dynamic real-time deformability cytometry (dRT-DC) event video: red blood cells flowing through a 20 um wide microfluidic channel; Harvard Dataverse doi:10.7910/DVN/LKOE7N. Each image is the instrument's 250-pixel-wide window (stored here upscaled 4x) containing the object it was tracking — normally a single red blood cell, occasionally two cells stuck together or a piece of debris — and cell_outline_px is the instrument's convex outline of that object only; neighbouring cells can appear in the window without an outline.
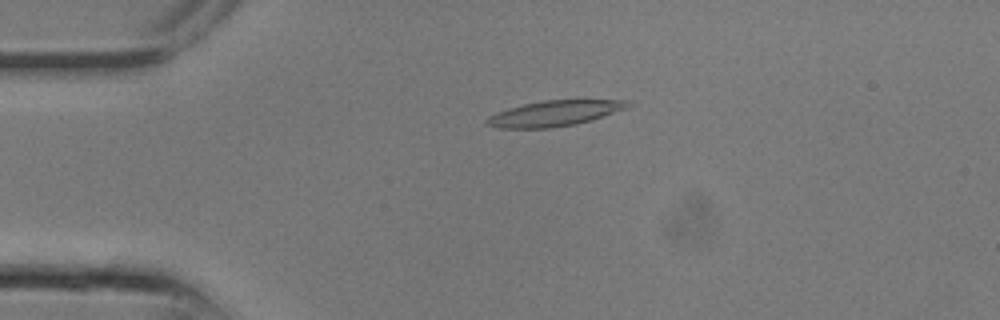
{"species": "common noctule bat (a hibernating species)", "species_latin": "Nyctalus noctula", "temperature_condition": "room temperature", "stored_images_in_passage": 7, "camera_frame_rate_fps": 3000, "um_per_image_px": 0.085, "animal": {"sex": "male", "body_mass_g": 13.3}, "frame": {"image": 1, "passage_image": 2, "time_ms": 0.333, "image_size_px": [1000, 320], "cell_outline_px": [[632, 104], [628, 108], [576, 124], [552, 128], [500, 128], [488, 124], [484, 120], [488, 116], [496, 112], [508, 108], [524, 104], [544, 100], [576, 96], [628, 100]], "centroid_in_image_um": [47.25, 9.56], "position_along_channel_um": 37.7, "area_um2": 22.08}}
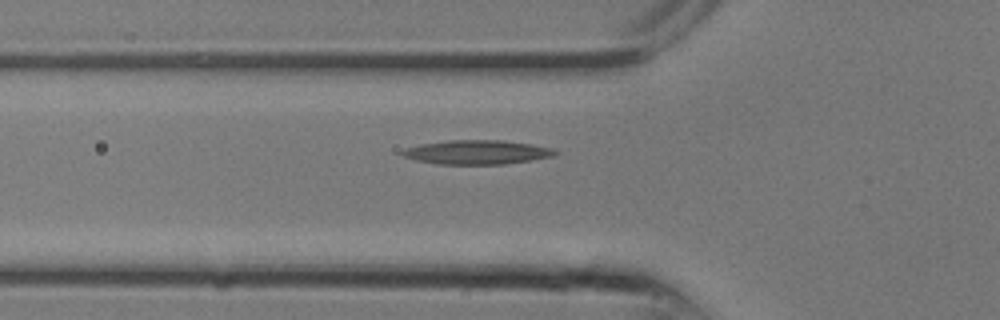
{"frame": {"image": 2, "passage_image": 5, "time_ms": 1.333, "image_size_px": [1000, 320], "cell_outline_px": [[560, 152], [556, 156], [532, 160], [504, 164], [436, 164], [416, 160], [404, 156], [400, 152], [404, 148], [420, 144], [448, 140], [504, 140], [532, 144], [552, 148]], "centroid_in_image_um": [40.58, 12.93], "position_along_channel_um": 85.2, "area_um2": 21.68}}
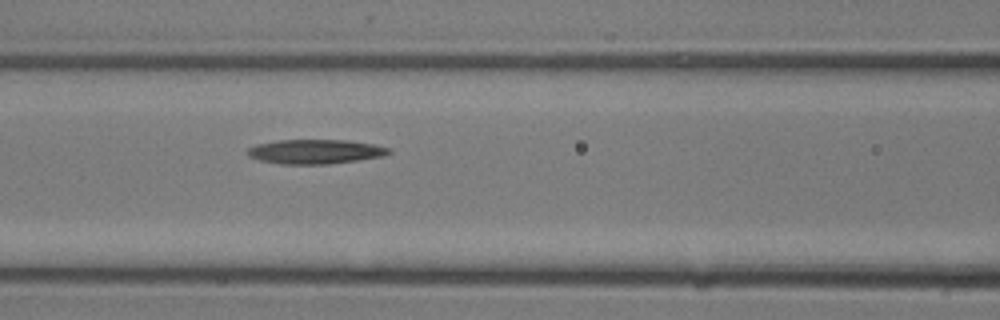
{"frame": {"image": 3, "passage_image": 7, "time_ms": 2.0, "image_size_px": [1000, 320], "cell_outline_px": [[392, 152], [384, 156], [328, 164], [280, 164], [260, 160], [248, 156], [248, 148], [256, 144], [276, 140], [348, 140], [376, 144], [392, 148]], "centroid_in_image_um": [26.84, 12.88], "position_along_channel_um": 139.8, "area_um2": 20.23}}